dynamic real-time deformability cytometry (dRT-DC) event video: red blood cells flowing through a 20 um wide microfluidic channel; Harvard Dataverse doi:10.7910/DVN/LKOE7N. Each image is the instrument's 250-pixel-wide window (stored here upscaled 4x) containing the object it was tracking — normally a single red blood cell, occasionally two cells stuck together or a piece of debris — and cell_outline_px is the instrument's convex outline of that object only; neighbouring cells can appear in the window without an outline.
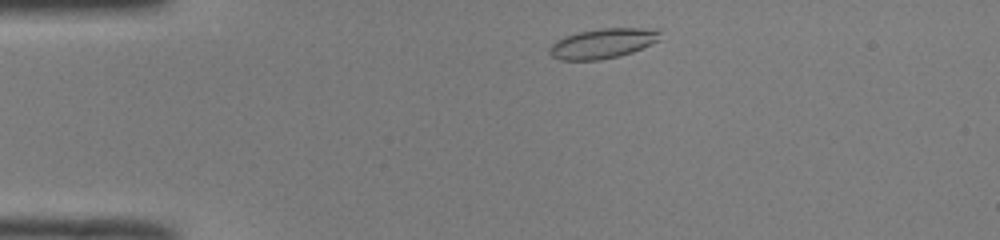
{"species": "common noctule bat (a hibernating species)", "species_latin": "Nyctalus noctula", "temperature_condition": "room temperature", "stored_images_in_passage": 41, "camera_frame_rate_fps": 3000, "um_per_image_px": 0.085, "animal": {"sex": "male", "body_mass_g": 19.0, "forearm_length_mm": 50.8}, "frame": {"image": 1, "passage_image": 2, "time_ms": 0.333, "image_size_px": [1000, 240], "cell_outline_px": [[660, 40], [632, 52], [620, 56], [600, 60], [560, 60], [552, 56], [548, 52], [548, 48], [556, 40], [564, 36], [580, 32], [600, 28], [660, 28]], "centroid_in_image_um": [51.24, 3.69], "position_along_channel_um": 33.8, "area_um2": 19.48}}
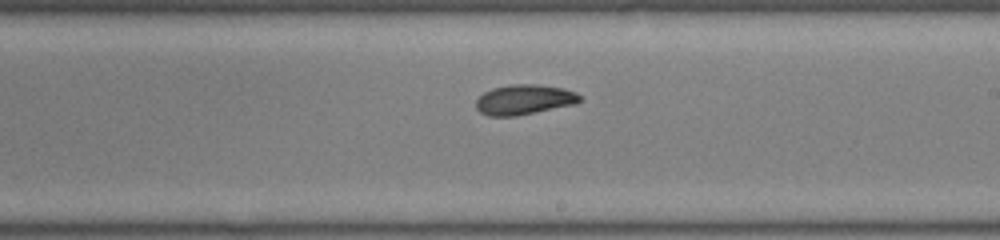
{"frame": {"image": 2, "passage_image": 21, "time_ms": 6.667, "image_size_px": [1000, 240], "cell_outline_px": [[580, 100], [576, 104], [516, 116], [488, 116], [480, 112], [476, 108], [476, 100], [484, 92], [492, 88], [512, 84], [536, 84], [564, 88], [576, 92], [580, 96]], "centroid_in_image_um": [44.55, 8.47], "position_along_channel_um": 244.4, "area_um2": 18.21}}
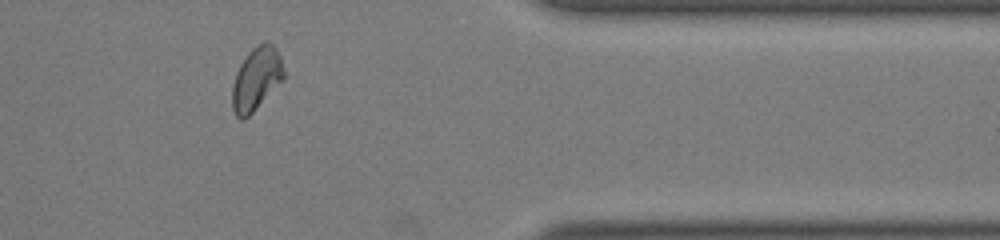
{"frame": {"image": 3, "passage_image": 33, "time_ms": 10.667, "image_size_px": [1000, 240], "cell_outline_px": [[284, 80], [244, 120], [240, 120], [236, 116], [232, 108], [232, 88], [236, 72], [240, 64], [248, 52], [252, 48], [264, 40], [268, 40], [276, 48], [280, 56], [284, 72]], "centroid_in_image_um": [21.79, 6.68], "position_along_channel_um": 389.6, "area_um2": 19.07}, "authors_computed_cell_mechanics": {"area_um2": 18.207, "velocity_mm_per_s": 4.0664, "shape_relaxation_time_tau1_ms": 3.7718, "shape_relaxation_time_tau2_ms": 4.1079, "deformation_change_tau1": 0.1307, "deformation_change_tau2": 0.0707}}